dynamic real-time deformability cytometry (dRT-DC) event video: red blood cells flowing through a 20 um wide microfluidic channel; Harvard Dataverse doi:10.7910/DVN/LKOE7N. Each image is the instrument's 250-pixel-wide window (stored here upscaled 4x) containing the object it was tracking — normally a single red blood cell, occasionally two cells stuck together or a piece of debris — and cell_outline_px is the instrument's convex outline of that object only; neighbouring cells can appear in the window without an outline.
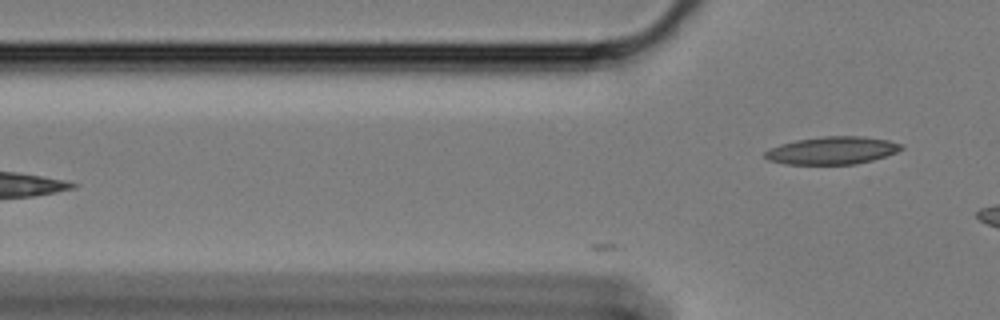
{"species": "Egyptian fruit bat (a non-hibernating species)", "species_latin": "Rousettus aegyptiacus", "temperature_condition": "cold", "stored_images_in_passage": 11, "camera_frame_rate_fps": 3000, "um_per_image_px": 0.085, "animal": {"sex": "female"}, "frame": {"image": 1, "passage_image": 11, "time_ms": 3.333, "image_size_px": [1000, 320], "cell_outline_px": [[904, 148], [896, 152], [872, 160], [856, 164], [784, 164], [768, 160], [764, 156], [764, 152], [768, 148], [780, 144], [796, 140], [820, 136], [864, 136], [888, 140], [904, 144]], "centroid_in_image_um": [70.72, 12.78], "position_along_channel_um": 55.1, "area_um2": 22.14}}